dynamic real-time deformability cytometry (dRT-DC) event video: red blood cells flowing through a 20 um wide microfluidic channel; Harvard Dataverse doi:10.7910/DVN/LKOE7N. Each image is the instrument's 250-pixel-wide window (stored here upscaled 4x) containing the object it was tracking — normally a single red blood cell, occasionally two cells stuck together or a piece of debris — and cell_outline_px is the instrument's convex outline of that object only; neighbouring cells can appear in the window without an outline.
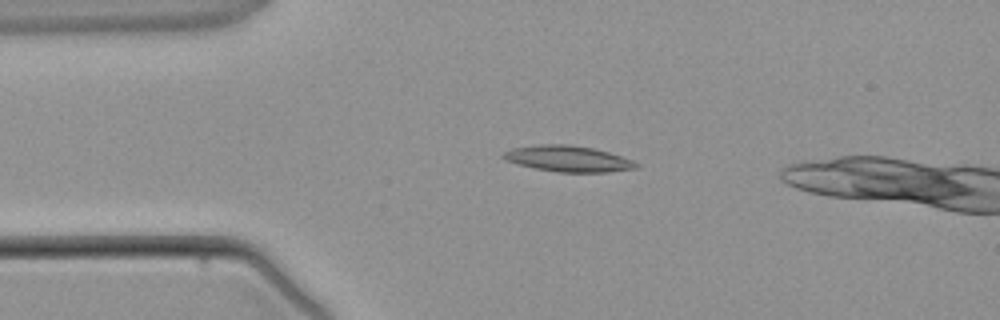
{"species": "common noctule bat (a hibernating species)", "species_latin": "Nyctalus noctula", "temperature_condition": "warm", "stored_images_in_passage": 4, "camera_frame_rate_fps": 3000, "um_per_image_px": 0.085, "animal": {"sex": "male", "body_mass_g": 21.5, "forearm_length_mm": 52.0}, "frame": {"image": 1, "passage_image": 2, "time_ms": 2.333, "image_size_px": [1000, 320], "cell_outline_px": [[640, 164], [636, 168], [608, 172], [556, 172], [516, 164], [504, 160], [500, 156], [504, 152], [512, 148], [536, 144], [568, 144], [592, 148], [608, 152], [632, 160]], "centroid_in_image_um": [48.23, 13.49], "position_along_channel_um": 36.8, "area_um2": 20.17}}